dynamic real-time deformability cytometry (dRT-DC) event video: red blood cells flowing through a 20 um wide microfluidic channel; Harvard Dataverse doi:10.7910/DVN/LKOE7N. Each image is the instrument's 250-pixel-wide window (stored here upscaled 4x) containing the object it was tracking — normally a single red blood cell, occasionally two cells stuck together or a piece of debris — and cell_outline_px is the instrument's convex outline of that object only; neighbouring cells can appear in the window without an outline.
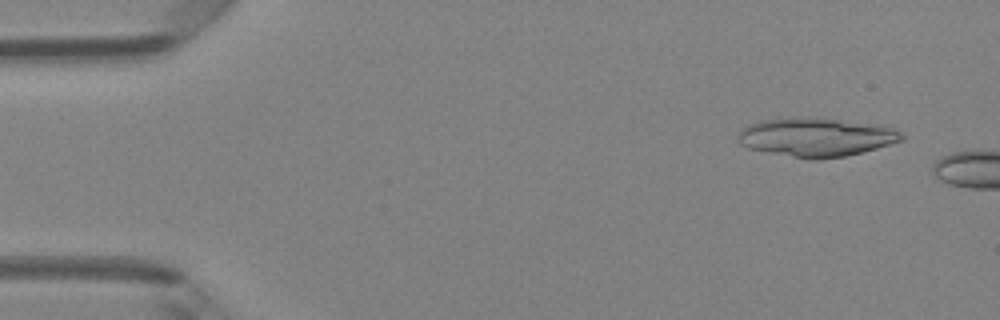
{"species": "Egyptian fruit bat (a non-hibernating species)", "species_latin": "Rousettus aegyptiacus", "temperature_condition": "room temperature", "stored_images_in_passage": 3, "camera_frame_rate_fps": 3000, "um_per_image_px": 0.085, "animal": {"sex": "female"}, "frame": {"image": 1, "passage_image": 1, "time_ms": 0.0, "image_size_px": [1000, 320], "cell_outline_px": [[904, 140], [876, 148], [844, 156], [816, 160], [808, 160], [748, 148], [740, 144], [740, 132], [748, 124], [760, 120], [796, 116], [808, 116], [840, 120], [892, 128], [900, 132], [904, 136]], "centroid_in_image_um": [69.33, 11.66], "position_along_channel_um": 15.7, "area_um2": 36.7}}